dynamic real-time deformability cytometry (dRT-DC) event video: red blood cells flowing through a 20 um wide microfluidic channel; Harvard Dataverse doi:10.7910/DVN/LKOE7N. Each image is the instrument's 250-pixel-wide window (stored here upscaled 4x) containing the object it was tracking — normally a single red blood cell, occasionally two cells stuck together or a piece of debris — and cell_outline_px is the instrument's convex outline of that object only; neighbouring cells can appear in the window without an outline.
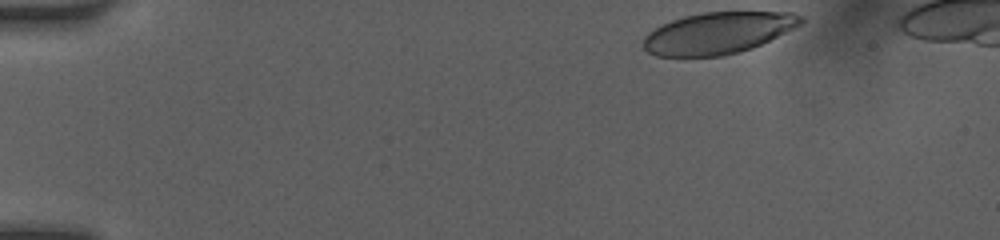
{"species": "human", "species_latin": "Homo sapiens", "temperature_condition": "room temperature", "stored_images_in_passage": 38, "camera_frame_rate_fps": 3000, "um_per_image_px": 0.085, "donor": {"sex": "female"}, "frame": {"image": 1, "passage_image": 1, "time_ms": 0.0, "image_size_px": [1000, 240], "cell_outline_px": [[804, 24], [752, 48], [740, 52], [724, 56], [656, 56], [648, 52], [644, 48], [644, 36], [648, 32], [672, 20], [684, 16], [704, 12], [792, 12], [804, 16]], "centroid_in_image_um": [61.08, 2.8], "position_along_channel_um": 23.9, "area_um2": 38.26}}
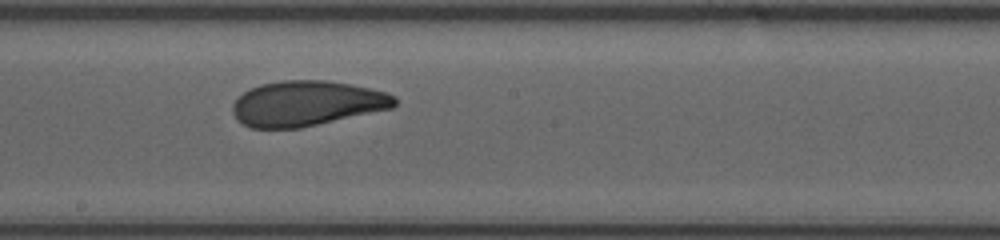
{"frame": {"image": 2, "passage_image": 23, "time_ms": 7.333, "image_size_px": [1000, 240], "cell_outline_px": [[396, 104], [392, 108], [300, 128], [252, 128], [244, 124], [232, 112], [232, 104], [244, 92], [260, 84], [280, 80], [324, 80], [352, 84], [384, 92], [396, 96]], "centroid_in_image_um": [26.07, 8.78], "position_along_channel_um": 222.1, "area_um2": 42.37}}
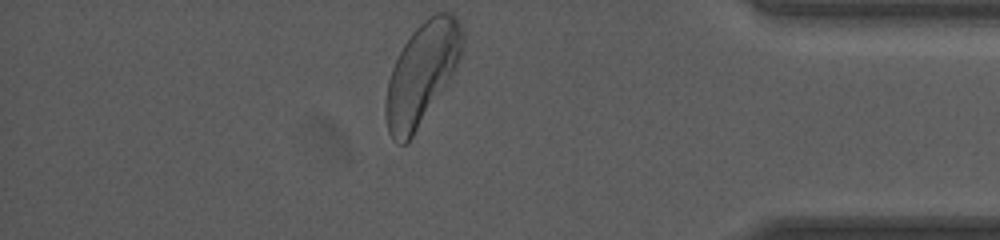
{"frame": {"image": 3, "passage_image": 38, "time_ms": 12.333, "image_size_px": [1000, 240], "cell_outline_px": [[464, 44], [460, 60], [452, 76], [408, 144], [400, 144], [392, 140], [388, 132], [384, 112], [384, 104], [388, 80], [392, 68], [404, 44], [412, 32], [428, 16], [436, 12], [452, 12], [456, 16], [464, 32]], "centroid_in_image_um": [35.86, 6.26], "position_along_channel_um": 399.3, "area_um2": 45.78}, "authors_computed_cell_mechanics": {"area_um2": 42.4541, "velocity_mm_per_s": 4.0885, "shape_relaxation_time_tau1_ms": 3.0181, "shape_relaxation_time_tau2_ms": 1.3198, "deformation_change_tau1": 0.1321, "deformation_change_tau2": 0.0777}}